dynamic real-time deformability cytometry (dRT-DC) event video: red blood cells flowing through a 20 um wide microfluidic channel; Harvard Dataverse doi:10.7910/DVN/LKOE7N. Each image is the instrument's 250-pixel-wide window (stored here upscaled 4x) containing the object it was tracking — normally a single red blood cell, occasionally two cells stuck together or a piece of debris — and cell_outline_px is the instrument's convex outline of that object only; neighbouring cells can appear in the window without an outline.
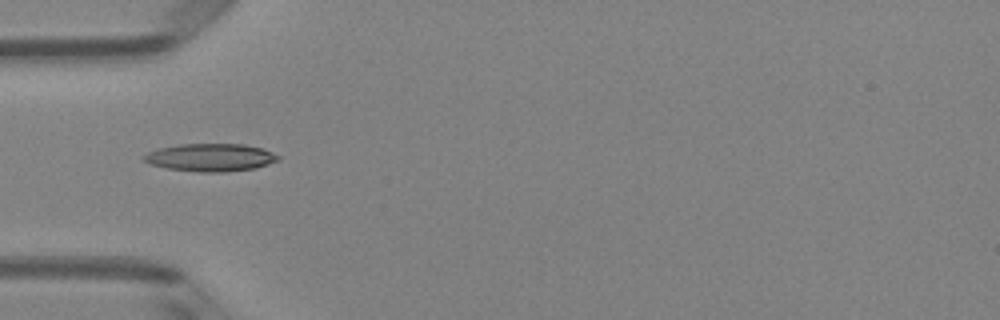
{"species": "Egyptian fruit bat (a non-hibernating species)", "species_latin": "Rousettus aegyptiacus", "temperature_condition": "room temperature", "stored_images_in_passage": 1, "camera_frame_rate_fps": 3000, "um_per_image_px": 0.085, "animal": {"sex": "female"}, "frame": {"image": 1, "passage_image": 1, "time_ms": 0.0, "image_size_px": [1000, 320], "cell_outline_px": [[280, 160], [256, 168], [224, 172], [200, 172], [164, 168], [148, 164], [144, 160], [144, 156], [148, 152], [160, 148], [180, 144], [244, 144], [264, 148], [280, 156]], "centroid_in_image_um": [17.92, 13.39], "position_along_channel_um": 67.1, "area_um2": 21.85}}